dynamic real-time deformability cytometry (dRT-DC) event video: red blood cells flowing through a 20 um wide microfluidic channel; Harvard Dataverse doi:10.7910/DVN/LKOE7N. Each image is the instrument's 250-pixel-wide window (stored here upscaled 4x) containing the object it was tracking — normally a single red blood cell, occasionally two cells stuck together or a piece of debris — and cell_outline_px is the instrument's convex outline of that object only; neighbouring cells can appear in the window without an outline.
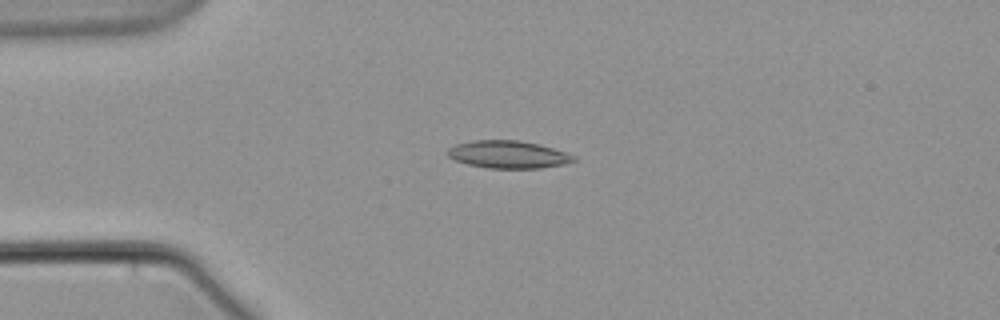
{"species": "common noctule bat (a hibernating species)", "species_latin": "Nyctalus noctula", "temperature_condition": "warm", "stored_images_in_passage": 1, "camera_frame_rate_fps": 3000, "um_per_image_px": 0.085, "animal": {"sex": "male", "body_mass_g": 21.5, "forearm_length_mm": 52.0}, "frame": {"image": 1, "passage_image": 1, "time_ms": 0.0, "image_size_px": [1000, 320], "cell_outline_px": [[576, 160], [564, 164], [540, 168], [488, 168], [468, 164], [456, 160], [448, 156], [444, 152], [448, 148], [456, 144], [472, 140], [520, 140], [552, 148], [576, 156]], "centroid_in_image_um": [43.15, 13.13], "position_along_channel_um": 41.8, "area_um2": 20.17}}